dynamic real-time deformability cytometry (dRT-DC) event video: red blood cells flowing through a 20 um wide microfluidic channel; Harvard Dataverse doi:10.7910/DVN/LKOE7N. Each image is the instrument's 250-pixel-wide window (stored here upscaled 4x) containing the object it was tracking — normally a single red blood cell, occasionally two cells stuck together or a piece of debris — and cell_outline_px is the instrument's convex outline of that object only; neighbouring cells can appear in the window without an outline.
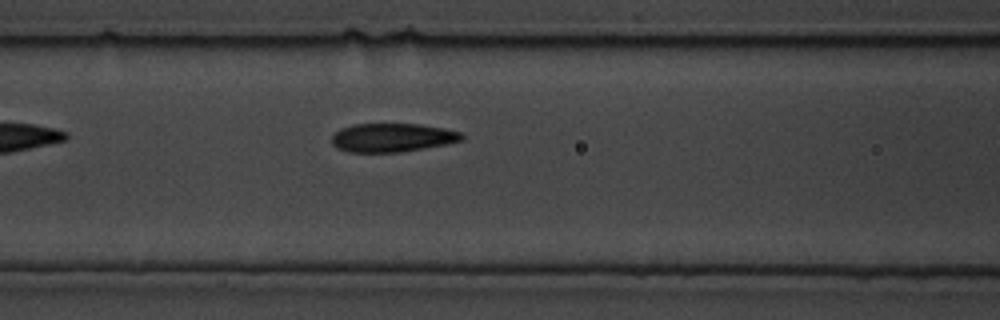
{"species": "common noctule bat (a hibernating species)", "species_latin": "Nyctalus noctula", "temperature_condition": "cold", "stored_images_in_passage": 23, "camera_frame_rate_fps": 3000, "um_per_image_px": 0.085, "animal": {"sex": "male", "body_mass_g": 19.5, "forearm_length_mm": 54.6}, "frame": {"image": 1, "passage_image": 10, "time_ms": 3.0, "image_size_px": [1000, 320], "cell_outline_px": [[464, 140], [448, 144], [400, 152], [348, 152], [336, 148], [332, 144], [332, 136], [340, 128], [352, 124], [420, 124], [444, 128], [460, 132], [464, 136]], "centroid_in_image_um": [33.34, 11.7], "position_along_channel_um": 133.3, "area_um2": 21.85}}
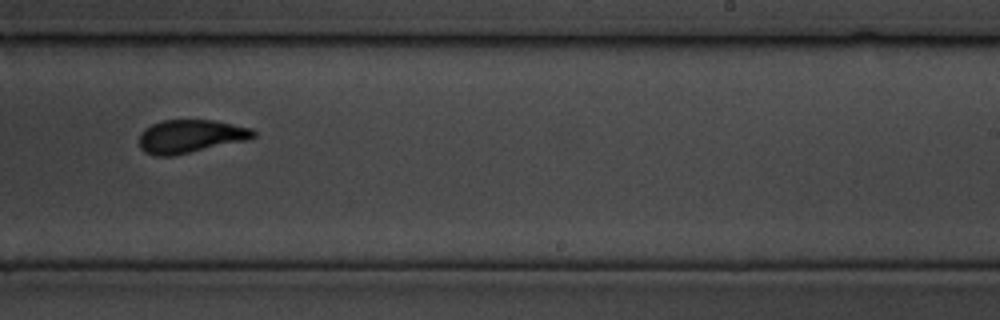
{"frame": {"image": 2, "passage_image": 16, "time_ms": 5.0, "image_size_px": [1000, 320], "cell_outline_px": [[256, 136], [248, 140], [176, 156], [156, 156], [144, 152], [140, 148], [140, 132], [144, 128], [152, 124], [164, 120], [212, 120], [252, 128], [256, 132]], "centroid_in_image_um": [16.19, 11.6], "position_along_channel_um": 272.8, "area_um2": 22.37}}
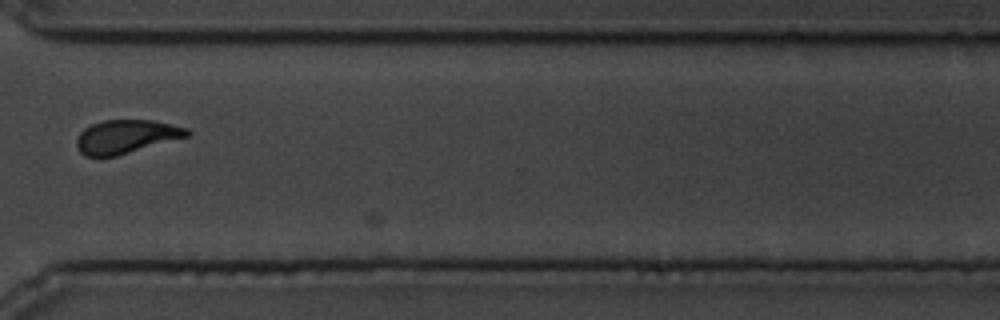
{"frame": {"image": 3, "passage_image": 19, "time_ms": 6.0, "image_size_px": [1000, 320], "cell_outline_px": [[192, 132], [188, 136], [116, 156], [84, 156], [76, 148], [76, 140], [80, 132], [84, 128], [92, 124], [104, 120], [152, 120], [188, 128]], "centroid_in_image_um": [10.7, 11.61], "position_along_channel_um": 359.9, "area_um2": 21.5}}